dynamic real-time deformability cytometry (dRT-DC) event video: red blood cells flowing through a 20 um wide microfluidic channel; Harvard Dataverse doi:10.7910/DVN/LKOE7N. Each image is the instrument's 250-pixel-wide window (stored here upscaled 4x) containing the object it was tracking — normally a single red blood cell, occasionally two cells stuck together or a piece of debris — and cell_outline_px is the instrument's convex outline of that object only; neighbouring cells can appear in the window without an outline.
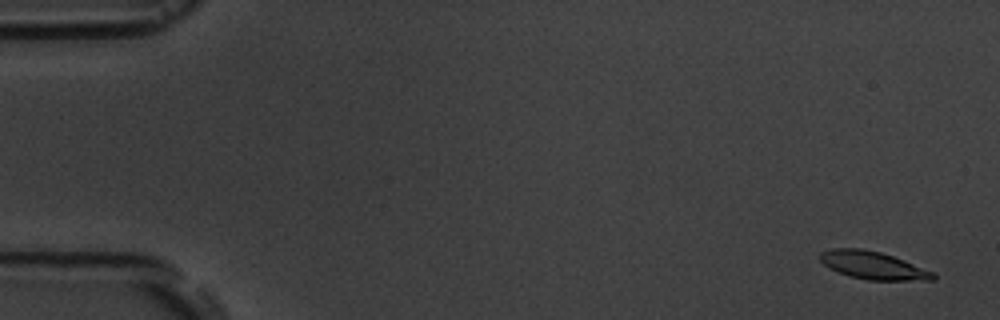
{"species": "common noctule bat (a hibernating species)", "species_latin": "Nyctalus noctula", "temperature_condition": "room temperature", "stored_images_in_passage": 5, "camera_frame_rate_fps": 3000, "um_per_image_px": 0.085, "animal": {"sex": "male", "body_mass_g": 19.5, "forearm_length_mm": 54.6}, "frame": {"image": 1, "passage_image": 1, "time_ms": 0.0, "image_size_px": [1000, 320], "cell_outline_px": [[936, 280], [868, 280], [848, 276], [836, 272], [824, 264], [820, 260], [820, 252], [832, 248], [860, 248], [880, 252], [904, 260], [936, 272]], "centroid_in_image_um": [74.22, 22.56], "position_along_channel_um": 10.8, "area_um2": 18.44}}
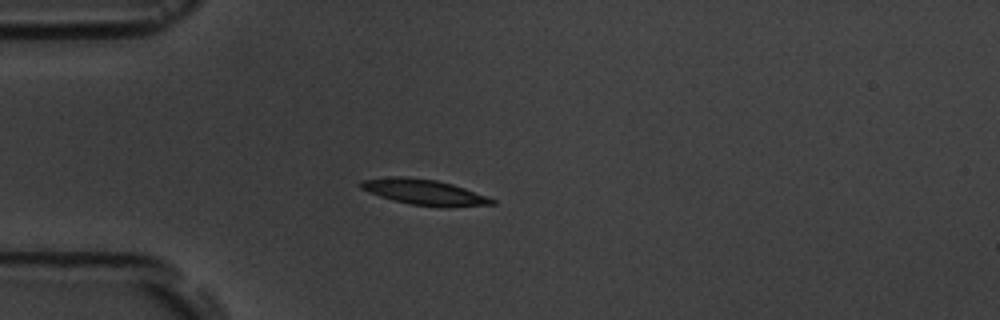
{"frame": {"image": 2, "passage_image": 4, "time_ms": 4.333, "image_size_px": [1000, 320], "cell_outline_px": [[496, 204], [448, 208], [440, 208], [408, 204], [380, 196], [368, 192], [360, 188], [356, 184], [360, 180], [396, 176], [408, 176], [436, 180], [452, 184], [464, 188], [496, 200]], "centroid_in_image_um": [36.04, 16.34], "position_along_channel_um": 49.0, "area_um2": 19.88}}